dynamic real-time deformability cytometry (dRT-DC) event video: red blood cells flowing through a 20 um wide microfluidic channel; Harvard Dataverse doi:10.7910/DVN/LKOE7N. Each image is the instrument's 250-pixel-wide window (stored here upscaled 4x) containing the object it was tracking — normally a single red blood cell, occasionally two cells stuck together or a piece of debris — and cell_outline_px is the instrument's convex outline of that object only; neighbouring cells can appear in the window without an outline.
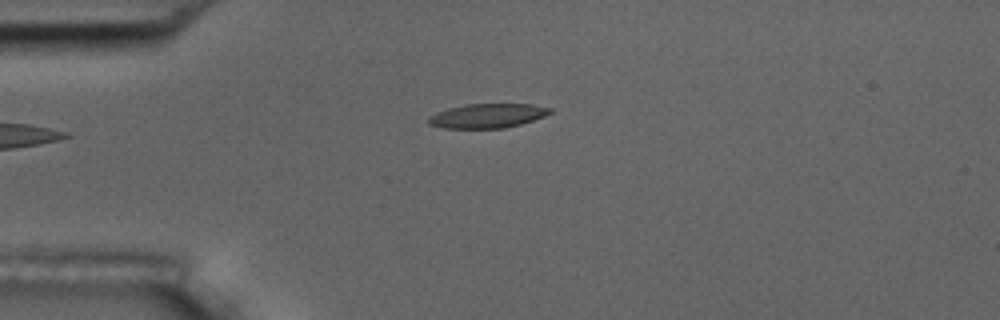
{"species": "common noctule bat (a hibernating species)", "species_latin": "Nyctalus noctula", "temperature_condition": "room temperature", "stored_images_in_passage": 4, "camera_frame_rate_fps": 3000, "um_per_image_px": 0.085, "animal": {"sex": "male", "body_mass_g": 17.5, "forearm_length_mm": 52.3}, "frame": {"image": 1, "passage_image": 4, "time_ms": 3.667, "image_size_px": [1000, 320], "cell_outline_px": [[552, 112], [544, 116], [520, 124], [504, 128], [440, 128], [428, 124], [428, 116], [436, 112], [448, 108], [464, 104], [532, 104], [552, 108]], "centroid_in_image_um": [41.39, 9.84], "position_along_channel_um": 43.6, "area_um2": 17.28}}